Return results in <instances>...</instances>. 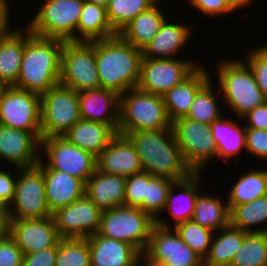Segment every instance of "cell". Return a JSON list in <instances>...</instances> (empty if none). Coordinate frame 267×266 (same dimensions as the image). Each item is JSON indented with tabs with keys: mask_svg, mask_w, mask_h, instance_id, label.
Returning <instances> with one entry per match:
<instances>
[{
	"mask_svg": "<svg viewBox=\"0 0 267 266\" xmlns=\"http://www.w3.org/2000/svg\"><path fill=\"white\" fill-rule=\"evenodd\" d=\"M174 182L170 178L154 176L147 184L144 197V212L156 220L157 214L164 210L169 190Z\"/></svg>",
	"mask_w": 267,
	"mask_h": 266,
	"instance_id": "60d3db41",
	"label": "cell"
},
{
	"mask_svg": "<svg viewBox=\"0 0 267 266\" xmlns=\"http://www.w3.org/2000/svg\"><path fill=\"white\" fill-rule=\"evenodd\" d=\"M171 127L182 155L194 173H200L209 159L217 157L209 124L182 117L173 121Z\"/></svg>",
	"mask_w": 267,
	"mask_h": 266,
	"instance_id": "8fae6325",
	"label": "cell"
},
{
	"mask_svg": "<svg viewBox=\"0 0 267 266\" xmlns=\"http://www.w3.org/2000/svg\"><path fill=\"white\" fill-rule=\"evenodd\" d=\"M161 219L155 220L146 253L151 259L170 266H204L203 259L195 253L176 231Z\"/></svg>",
	"mask_w": 267,
	"mask_h": 266,
	"instance_id": "9a60e30c",
	"label": "cell"
},
{
	"mask_svg": "<svg viewBox=\"0 0 267 266\" xmlns=\"http://www.w3.org/2000/svg\"><path fill=\"white\" fill-rule=\"evenodd\" d=\"M174 230L195 253L205 259L209 253L213 231L200 226L192 219L177 224Z\"/></svg>",
	"mask_w": 267,
	"mask_h": 266,
	"instance_id": "ab89813d",
	"label": "cell"
},
{
	"mask_svg": "<svg viewBox=\"0 0 267 266\" xmlns=\"http://www.w3.org/2000/svg\"><path fill=\"white\" fill-rule=\"evenodd\" d=\"M77 32L83 37L82 41L90 42L117 35L109 23L105 7L84 1Z\"/></svg>",
	"mask_w": 267,
	"mask_h": 266,
	"instance_id": "f546056e",
	"label": "cell"
},
{
	"mask_svg": "<svg viewBox=\"0 0 267 266\" xmlns=\"http://www.w3.org/2000/svg\"><path fill=\"white\" fill-rule=\"evenodd\" d=\"M208 75L198 66L185 80L162 95L171 122L188 114L195 95L210 80Z\"/></svg>",
	"mask_w": 267,
	"mask_h": 266,
	"instance_id": "d4e9b609",
	"label": "cell"
},
{
	"mask_svg": "<svg viewBox=\"0 0 267 266\" xmlns=\"http://www.w3.org/2000/svg\"><path fill=\"white\" fill-rule=\"evenodd\" d=\"M142 254L140 257H145L147 261L145 260V263L140 266H170V265H167L165 262L151 259L146 253L144 254V252Z\"/></svg>",
	"mask_w": 267,
	"mask_h": 266,
	"instance_id": "f5cc1de1",
	"label": "cell"
},
{
	"mask_svg": "<svg viewBox=\"0 0 267 266\" xmlns=\"http://www.w3.org/2000/svg\"><path fill=\"white\" fill-rule=\"evenodd\" d=\"M230 266H267V234L247 233Z\"/></svg>",
	"mask_w": 267,
	"mask_h": 266,
	"instance_id": "e575fe53",
	"label": "cell"
},
{
	"mask_svg": "<svg viewBox=\"0 0 267 266\" xmlns=\"http://www.w3.org/2000/svg\"><path fill=\"white\" fill-rule=\"evenodd\" d=\"M138 262H139V261H137L135 264H133V265H131V266H140V265H138Z\"/></svg>",
	"mask_w": 267,
	"mask_h": 266,
	"instance_id": "680465c9",
	"label": "cell"
},
{
	"mask_svg": "<svg viewBox=\"0 0 267 266\" xmlns=\"http://www.w3.org/2000/svg\"><path fill=\"white\" fill-rule=\"evenodd\" d=\"M212 135L217 147V157L229 159L246 148L245 128L239 127L233 120L221 117L210 124Z\"/></svg>",
	"mask_w": 267,
	"mask_h": 266,
	"instance_id": "4dcf8cb0",
	"label": "cell"
},
{
	"mask_svg": "<svg viewBox=\"0 0 267 266\" xmlns=\"http://www.w3.org/2000/svg\"><path fill=\"white\" fill-rule=\"evenodd\" d=\"M20 177L17 178L13 206L6 209L7 219H33L52 216L46 202L45 182L43 171L37 166L18 168Z\"/></svg>",
	"mask_w": 267,
	"mask_h": 266,
	"instance_id": "7c38bea8",
	"label": "cell"
},
{
	"mask_svg": "<svg viewBox=\"0 0 267 266\" xmlns=\"http://www.w3.org/2000/svg\"><path fill=\"white\" fill-rule=\"evenodd\" d=\"M142 57V50L125 41L119 34L95 40L100 87L119 95L136 88Z\"/></svg>",
	"mask_w": 267,
	"mask_h": 266,
	"instance_id": "3957f363",
	"label": "cell"
},
{
	"mask_svg": "<svg viewBox=\"0 0 267 266\" xmlns=\"http://www.w3.org/2000/svg\"><path fill=\"white\" fill-rule=\"evenodd\" d=\"M220 231L221 235L215 239L212 237L209 253L203 260L204 266H230L248 233L230 224Z\"/></svg>",
	"mask_w": 267,
	"mask_h": 266,
	"instance_id": "f1b7e54d",
	"label": "cell"
},
{
	"mask_svg": "<svg viewBox=\"0 0 267 266\" xmlns=\"http://www.w3.org/2000/svg\"><path fill=\"white\" fill-rule=\"evenodd\" d=\"M156 1L147 10L141 12L118 34L138 49H143L160 31L166 20L156 7Z\"/></svg>",
	"mask_w": 267,
	"mask_h": 266,
	"instance_id": "4316f807",
	"label": "cell"
},
{
	"mask_svg": "<svg viewBox=\"0 0 267 266\" xmlns=\"http://www.w3.org/2000/svg\"><path fill=\"white\" fill-rule=\"evenodd\" d=\"M60 84L76 92L100 87L95 60V40L90 42L64 41Z\"/></svg>",
	"mask_w": 267,
	"mask_h": 266,
	"instance_id": "ba28073f",
	"label": "cell"
},
{
	"mask_svg": "<svg viewBox=\"0 0 267 266\" xmlns=\"http://www.w3.org/2000/svg\"><path fill=\"white\" fill-rule=\"evenodd\" d=\"M247 152L267 160V130L245 128Z\"/></svg>",
	"mask_w": 267,
	"mask_h": 266,
	"instance_id": "f6af8a7d",
	"label": "cell"
},
{
	"mask_svg": "<svg viewBox=\"0 0 267 266\" xmlns=\"http://www.w3.org/2000/svg\"><path fill=\"white\" fill-rule=\"evenodd\" d=\"M0 124L33 133L41 140V97L14 86L0 93Z\"/></svg>",
	"mask_w": 267,
	"mask_h": 266,
	"instance_id": "30bf717a",
	"label": "cell"
},
{
	"mask_svg": "<svg viewBox=\"0 0 267 266\" xmlns=\"http://www.w3.org/2000/svg\"><path fill=\"white\" fill-rule=\"evenodd\" d=\"M58 244L30 254H23L22 266H55Z\"/></svg>",
	"mask_w": 267,
	"mask_h": 266,
	"instance_id": "bcb514c9",
	"label": "cell"
},
{
	"mask_svg": "<svg viewBox=\"0 0 267 266\" xmlns=\"http://www.w3.org/2000/svg\"><path fill=\"white\" fill-rule=\"evenodd\" d=\"M86 1H89V2H92V3H95L96 5H99V6H102V7H105L107 8L110 0H86Z\"/></svg>",
	"mask_w": 267,
	"mask_h": 266,
	"instance_id": "11a10c76",
	"label": "cell"
},
{
	"mask_svg": "<svg viewBox=\"0 0 267 266\" xmlns=\"http://www.w3.org/2000/svg\"><path fill=\"white\" fill-rule=\"evenodd\" d=\"M192 6L196 7L202 13L207 14V16H214L220 14H226L229 12H234V8L229 3L228 0H189Z\"/></svg>",
	"mask_w": 267,
	"mask_h": 266,
	"instance_id": "7dc6e473",
	"label": "cell"
},
{
	"mask_svg": "<svg viewBox=\"0 0 267 266\" xmlns=\"http://www.w3.org/2000/svg\"><path fill=\"white\" fill-rule=\"evenodd\" d=\"M45 182L46 202L51 214L85 195V182L51 168H40Z\"/></svg>",
	"mask_w": 267,
	"mask_h": 266,
	"instance_id": "44dd1931",
	"label": "cell"
},
{
	"mask_svg": "<svg viewBox=\"0 0 267 266\" xmlns=\"http://www.w3.org/2000/svg\"><path fill=\"white\" fill-rule=\"evenodd\" d=\"M86 239L90 248L91 266H131L141 259V253L127 242L98 233Z\"/></svg>",
	"mask_w": 267,
	"mask_h": 266,
	"instance_id": "ffe728a7",
	"label": "cell"
},
{
	"mask_svg": "<svg viewBox=\"0 0 267 266\" xmlns=\"http://www.w3.org/2000/svg\"><path fill=\"white\" fill-rule=\"evenodd\" d=\"M25 35L21 29L9 31L0 37V82L14 86L21 68Z\"/></svg>",
	"mask_w": 267,
	"mask_h": 266,
	"instance_id": "484cf974",
	"label": "cell"
},
{
	"mask_svg": "<svg viewBox=\"0 0 267 266\" xmlns=\"http://www.w3.org/2000/svg\"><path fill=\"white\" fill-rule=\"evenodd\" d=\"M218 71L225 102L241 119L266 102L252 71L242 61H223Z\"/></svg>",
	"mask_w": 267,
	"mask_h": 266,
	"instance_id": "8992f818",
	"label": "cell"
},
{
	"mask_svg": "<svg viewBox=\"0 0 267 266\" xmlns=\"http://www.w3.org/2000/svg\"><path fill=\"white\" fill-rule=\"evenodd\" d=\"M17 179L11 177L10 173L0 171V205L5 209L10 208L14 199Z\"/></svg>",
	"mask_w": 267,
	"mask_h": 266,
	"instance_id": "c3c4849f",
	"label": "cell"
},
{
	"mask_svg": "<svg viewBox=\"0 0 267 266\" xmlns=\"http://www.w3.org/2000/svg\"><path fill=\"white\" fill-rule=\"evenodd\" d=\"M38 146L40 140L33 133L0 124V159L18 168L33 167L40 161Z\"/></svg>",
	"mask_w": 267,
	"mask_h": 266,
	"instance_id": "d6986e66",
	"label": "cell"
},
{
	"mask_svg": "<svg viewBox=\"0 0 267 266\" xmlns=\"http://www.w3.org/2000/svg\"><path fill=\"white\" fill-rule=\"evenodd\" d=\"M155 220L140 208L118 206L103 211L98 234L127 242L141 254L145 252Z\"/></svg>",
	"mask_w": 267,
	"mask_h": 266,
	"instance_id": "5b68a950",
	"label": "cell"
},
{
	"mask_svg": "<svg viewBox=\"0 0 267 266\" xmlns=\"http://www.w3.org/2000/svg\"><path fill=\"white\" fill-rule=\"evenodd\" d=\"M101 211L84 195L52 213L61 238H87L100 227Z\"/></svg>",
	"mask_w": 267,
	"mask_h": 266,
	"instance_id": "2e32d148",
	"label": "cell"
},
{
	"mask_svg": "<svg viewBox=\"0 0 267 266\" xmlns=\"http://www.w3.org/2000/svg\"><path fill=\"white\" fill-rule=\"evenodd\" d=\"M97 170L123 177L143 171L140 158L127 136L117 133L96 160Z\"/></svg>",
	"mask_w": 267,
	"mask_h": 266,
	"instance_id": "ac0fdd59",
	"label": "cell"
},
{
	"mask_svg": "<svg viewBox=\"0 0 267 266\" xmlns=\"http://www.w3.org/2000/svg\"><path fill=\"white\" fill-rule=\"evenodd\" d=\"M8 6L6 0H0V37L4 36L9 30L8 26Z\"/></svg>",
	"mask_w": 267,
	"mask_h": 266,
	"instance_id": "f907efd6",
	"label": "cell"
},
{
	"mask_svg": "<svg viewBox=\"0 0 267 266\" xmlns=\"http://www.w3.org/2000/svg\"><path fill=\"white\" fill-rule=\"evenodd\" d=\"M247 64L267 102V49L259 47L253 50L248 57Z\"/></svg>",
	"mask_w": 267,
	"mask_h": 266,
	"instance_id": "7bdbcfd3",
	"label": "cell"
},
{
	"mask_svg": "<svg viewBox=\"0 0 267 266\" xmlns=\"http://www.w3.org/2000/svg\"><path fill=\"white\" fill-rule=\"evenodd\" d=\"M55 266H91L86 238H62L58 243Z\"/></svg>",
	"mask_w": 267,
	"mask_h": 266,
	"instance_id": "74e56055",
	"label": "cell"
},
{
	"mask_svg": "<svg viewBox=\"0 0 267 266\" xmlns=\"http://www.w3.org/2000/svg\"><path fill=\"white\" fill-rule=\"evenodd\" d=\"M4 87H5V86L0 82V93H1V91L3 90Z\"/></svg>",
	"mask_w": 267,
	"mask_h": 266,
	"instance_id": "6f0895ef",
	"label": "cell"
},
{
	"mask_svg": "<svg viewBox=\"0 0 267 266\" xmlns=\"http://www.w3.org/2000/svg\"><path fill=\"white\" fill-rule=\"evenodd\" d=\"M234 9L241 8L244 5H248L251 0H228Z\"/></svg>",
	"mask_w": 267,
	"mask_h": 266,
	"instance_id": "db71d44e",
	"label": "cell"
},
{
	"mask_svg": "<svg viewBox=\"0 0 267 266\" xmlns=\"http://www.w3.org/2000/svg\"><path fill=\"white\" fill-rule=\"evenodd\" d=\"M117 133L118 124H104L80 119L63 137L97 158Z\"/></svg>",
	"mask_w": 267,
	"mask_h": 266,
	"instance_id": "cb8c5ba5",
	"label": "cell"
},
{
	"mask_svg": "<svg viewBox=\"0 0 267 266\" xmlns=\"http://www.w3.org/2000/svg\"><path fill=\"white\" fill-rule=\"evenodd\" d=\"M7 233L23 254L56 246L62 239L52 216L33 219H7Z\"/></svg>",
	"mask_w": 267,
	"mask_h": 266,
	"instance_id": "e0dca14e",
	"label": "cell"
},
{
	"mask_svg": "<svg viewBox=\"0 0 267 266\" xmlns=\"http://www.w3.org/2000/svg\"><path fill=\"white\" fill-rule=\"evenodd\" d=\"M157 0H110L106 10L110 25L118 34L141 12L151 7Z\"/></svg>",
	"mask_w": 267,
	"mask_h": 266,
	"instance_id": "8d00e7d4",
	"label": "cell"
},
{
	"mask_svg": "<svg viewBox=\"0 0 267 266\" xmlns=\"http://www.w3.org/2000/svg\"><path fill=\"white\" fill-rule=\"evenodd\" d=\"M244 117H248V126L245 128H254L259 130H267V102L257 106L252 111L248 112Z\"/></svg>",
	"mask_w": 267,
	"mask_h": 266,
	"instance_id": "681fc988",
	"label": "cell"
},
{
	"mask_svg": "<svg viewBox=\"0 0 267 266\" xmlns=\"http://www.w3.org/2000/svg\"><path fill=\"white\" fill-rule=\"evenodd\" d=\"M41 97V138L63 136L80 118L78 92L58 84Z\"/></svg>",
	"mask_w": 267,
	"mask_h": 266,
	"instance_id": "9c48e42d",
	"label": "cell"
},
{
	"mask_svg": "<svg viewBox=\"0 0 267 266\" xmlns=\"http://www.w3.org/2000/svg\"><path fill=\"white\" fill-rule=\"evenodd\" d=\"M190 32L188 26L177 23L170 24L165 20L157 35L142 49L143 57L150 59L171 58L170 56L186 44Z\"/></svg>",
	"mask_w": 267,
	"mask_h": 266,
	"instance_id": "83f0119b",
	"label": "cell"
},
{
	"mask_svg": "<svg viewBox=\"0 0 267 266\" xmlns=\"http://www.w3.org/2000/svg\"><path fill=\"white\" fill-rule=\"evenodd\" d=\"M265 195H267V170H254L238 179L226 203L230 211L236 205L252 202Z\"/></svg>",
	"mask_w": 267,
	"mask_h": 266,
	"instance_id": "1f68e13d",
	"label": "cell"
},
{
	"mask_svg": "<svg viewBox=\"0 0 267 266\" xmlns=\"http://www.w3.org/2000/svg\"><path fill=\"white\" fill-rule=\"evenodd\" d=\"M126 136L136 149L143 171L153 176L170 178L175 182L194 173L182 155L172 127L134 131Z\"/></svg>",
	"mask_w": 267,
	"mask_h": 266,
	"instance_id": "7a4b0ae2",
	"label": "cell"
},
{
	"mask_svg": "<svg viewBox=\"0 0 267 266\" xmlns=\"http://www.w3.org/2000/svg\"><path fill=\"white\" fill-rule=\"evenodd\" d=\"M210 83L209 80L197 92L185 118L210 125L221 117Z\"/></svg>",
	"mask_w": 267,
	"mask_h": 266,
	"instance_id": "f35d334b",
	"label": "cell"
},
{
	"mask_svg": "<svg viewBox=\"0 0 267 266\" xmlns=\"http://www.w3.org/2000/svg\"><path fill=\"white\" fill-rule=\"evenodd\" d=\"M85 0H46L28 30L38 36L82 41L75 36Z\"/></svg>",
	"mask_w": 267,
	"mask_h": 266,
	"instance_id": "52a82bcc",
	"label": "cell"
},
{
	"mask_svg": "<svg viewBox=\"0 0 267 266\" xmlns=\"http://www.w3.org/2000/svg\"><path fill=\"white\" fill-rule=\"evenodd\" d=\"M40 144L46 151L48 163L43 166L40 159L37 164L39 168H51L68 173L84 182L97 169L95 156L73 145L63 136L41 138Z\"/></svg>",
	"mask_w": 267,
	"mask_h": 266,
	"instance_id": "4fadbf2b",
	"label": "cell"
},
{
	"mask_svg": "<svg viewBox=\"0 0 267 266\" xmlns=\"http://www.w3.org/2000/svg\"><path fill=\"white\" fill-rule=\"evenodd\" d=\"M78 97L80 118L82 120L104 124H119L120 95L118 93L99 87L78 92ZM108 110H110L111 113H106Z\"/></svg>",
	"mask_w": 267,
	"mask_h": 266,
	"instance_id": "7402d4cb",
	"label": "cell"
},
{
	"mask_svg": "<svg viewBox=\"0 0 267 266\" xmlns=\"http://www.w3.org/2000/svg\"><path fill=\"white\" fill-rule=\"evenodd\" d=\"M254 232H265L267 234V228H262V229H259V230H255Z\"/></svg>",
	"mask_w": 267,
	"mask_h": 266,
	"instance_id": "9f6ffc18",
	"label": "cell"
},
{
	"mask_svg": "<svg viewBox=\"0 0 267 266\" xmlns=\"http://www.w3.org/2000/svg\"><path fill=\"white\" fill-rule=\"evenodd\" d=\"M228 205L211 196L196 197L192 220L211 231L220 230L229 225Z\"/></svg>",
	"mask_w": 267,
	"mask_h": 266,
	"instance_id": "d6a6232c",
	"label": "cell"
},
{
	"mask_svg": "<svg viewBox=\"0 0 267 266\" xmlns=\"http://www.w3.org/2000/svg\"><path fill=\"white\" fill-rule=\"evenodd\" d=\"M154 176L146 171L126 177L124 205L140 208L144 211V197H146L147 184Z\"/></svg>",
	"mask_w": 267,
	"mask_h": 266,
	"instance_id": "b9f144b4",
	"label": "cell"
},
{
	"mask_svg": "<svg viewBox=\"0 0 267 266\" xmlns=\"http://www.w3.org/2000/svg\"><path fill=\"white\" fill-rule=\"evenodd\" d=\"M197 66L175 58L141 59L137 88L152 94L164 95L185 80Z\"/></svg>",
	"mask_w": 267,
	"mask_h": 266,
	"instance_id": "5bb4252c",
	"label": "cell"
},
{
	"mask_svg": "<svg viewBox=\"0 0 267 266\" xmlns=\"http://www.w3.org/2000/svg\"><path fill=\"white\" fill-rule=\"evenodd\" d=\"M267 221V195L252 202L236 205L229 212V224L245 232H254L253 225Z\"/></svg>",
	"mask_w": 267,
	"mask_h": 266,
	"instance_id": "d590c367",
	"label": "cell"
},
{
	"mask_svg": "<svg viewBox=\"0 0 267 266\" xmlns=\"http://www.w3.org/2000/svg\"><path fill=\"white\" fill-rule=\"evenodd\" d=\"M199 173H193L190 177L174 182V187H180L181 190L183 189V194L185 195V199H187V204H179L180 202L176 203V196H174L172 191L174 188L171 186L169 190L167 202L165 205V209L169 210L170 216L175 218V226L182 222H186L187 220H191L194 214V207L196 202V197L198 196V186L197 182L199 181ZM180 194L179 196H183ZM177 195V197H179ZM178 201V200H177ZM185 202V201H184Z\"/></svg>",
	"mask_w": 267,
	"mask_h": 266,
	"instance_id": "836d02e7",
	"label": "cell"
},
{
	"mask_svg": "<svg viewBox=\"0 0 267 266\" xmlns=\"http://www.w3.org/2000/svg\"><path fill=\"white\" fill-rule=\"evenodd\" d=\"M23 252L6 233L0 236V266H22Z\"/></svg>",
	"mask_w": 267,
	"mask_h": 266,
	"instance_id": "ee69618b",
	"label": "cell"
},
{
	"mask_svg": "<svg viewBox=\"0 0 267 266\" xmlns=\"http://www.w3.org/2000/svg\"><path fill=\"white\" fill-rule=\"evenodd\" d=\"M126 177L99 170L85 182V195L103 212L124 205Z\"/></svg>",
	"mask_w": 267,
	"mask_h": 266,
	"instance_id": "603a6c76",
	"label": "cell"
},
{
	"mask_svg": "<svg viewBox=\"0 0 267 266\" xmlns=\"http://www.w3.org/2000/svg\"><path fill=\"white\" fill-rule=\"evenodd\" d=\"M64 41L25 33L20 72L14 87L39 95L60 84Z\"/></svg>",
	"mask_w": 267,
	"mask_h": 266,
	"instance_id": "6da1fadb",
	"label": "cell"
},
{
	"mask_svg": "<svg viewBox=\"0 0 267 266\" xmlns=\"http://www.w3.org/2000/svg\"><path fill=\"white\" fill-rule=\"evenodd\" d=\"M171 124L163 96L142 91L137 87L120 95L119 134L126 136L134 131L168 129Z\"/></svg>",
	"mask_w": 267,
	"mask_h": 266,
	"instance_id": "277c9868",
	"label": "cell"
},
{
	"mask_svg": "<svg viewBox=\"0 0 267 266\" xmlns=\"http://www.w3.org/2000/svg\"><path fill=\"white\" fill-rule=\"evenodd\" d=\"M8 221L6 209L0 205V236L7 233Z\"/></svg>",
	"mask_w": 267,
	"mask_h": 266,
	"instance_id": "816d5d0a",
	"label": "cell"
}]
</instances>
